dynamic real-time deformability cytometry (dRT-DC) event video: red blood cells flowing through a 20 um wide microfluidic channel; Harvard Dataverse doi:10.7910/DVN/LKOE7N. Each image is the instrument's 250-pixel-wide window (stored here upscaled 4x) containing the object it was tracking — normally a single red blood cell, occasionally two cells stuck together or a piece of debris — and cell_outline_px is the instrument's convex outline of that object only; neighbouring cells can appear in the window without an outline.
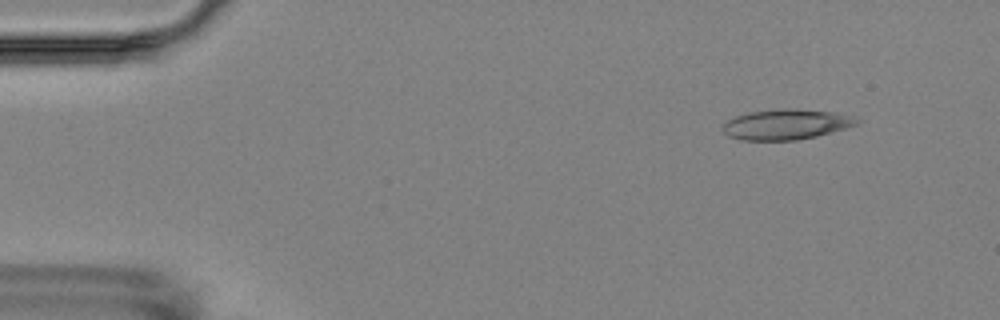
{"species": "Egyptian fruit bat (a non-hibernating species)", "species_latin": "Rousettus aegyptiacus", "temperature_condition": "room temperature", "stored_images_in_passage": 4, "camera_frame_rate_fps": 3000, "um_per_image_px": 0.085, "animal": {"sex": "female"}, "frame": {"image": 1, "passage_image": 2, "time_ms": 1.333, "image_size_px": [1000, 320], "cell_outline_px": [[860, 120], [856, 124], [844, 128], [816, 136], [796, 140], [740, 140], [728, 136], [724, 132], [724, 124], [728, 120], [736, 116], [752, 112], [784, 108], [796, 108], [832, 112]], "centroid_in_image_um": [66.77, 10.58], "position_along_channel_um": 18.2, "area_um2": 23.18}}